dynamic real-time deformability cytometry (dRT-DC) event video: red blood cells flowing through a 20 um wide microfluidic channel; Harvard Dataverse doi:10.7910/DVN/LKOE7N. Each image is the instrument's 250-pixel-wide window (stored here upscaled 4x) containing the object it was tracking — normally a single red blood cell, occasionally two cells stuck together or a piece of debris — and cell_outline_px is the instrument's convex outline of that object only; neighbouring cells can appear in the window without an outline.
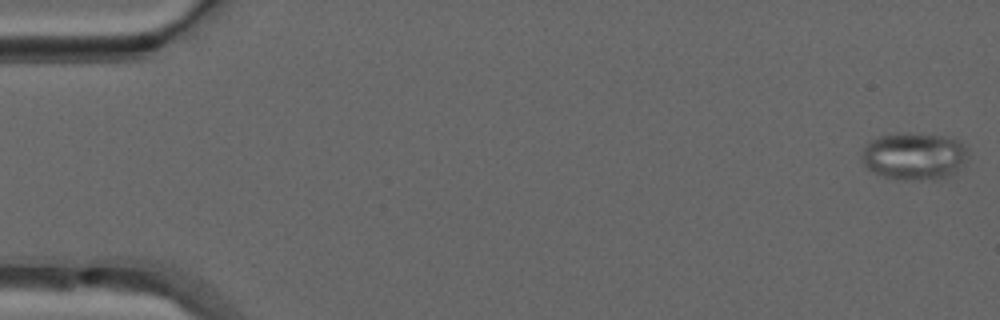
{"species": "common noctule bat (a hibernating species)", "species_latin": "Nyctalus noctula", "temperature_condition": "warm", "stored_images_in_passage": 51, "camera_frame_rate_fps": 3000, "um_per_image_px": 0.085, "animal": {"sex": "male", "forearm_length_mm": 52.5}, "frame": {"image": 1, "passage_image": 1, "time_ms": 0.0, "image_size_px": [1000, 320], "cell_outline_px": [[968, 160], [956, 172], [940, 180], [900, 180], [884, 176], [872, 172], [860, 160], [860, 156], [864, 148], [872, 140], [880, 136], [908, 132], [948, 136], [956, 140], [968, 148]], "centroid_in_image_um": [77.74, 13.29], "position_along_channel_um": 7.3, "area_um2": 29.82}}
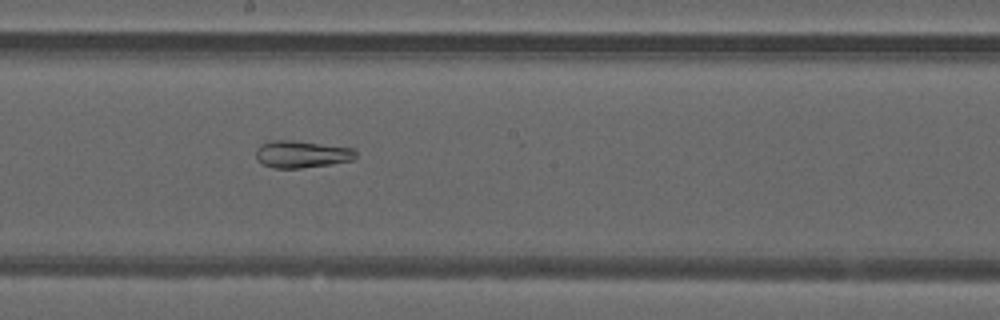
{"frame": {"image": 2, "passage_image": 28, "time_ms": 9.0, "image_size_px": [1000, 320], "cell_outline_px": [[356, 156], [352, 160], [328, 164], [300, 168], [272, 168], [260, 164], [256, 160], [256, 148], [260, 144], [268, 140], [292, 140], [352, 148], [356, 152]], "centroid_in_image_um": [25.55, 13.1], "position_along_channel_um": 222.7, "area_um2": 15.84}}
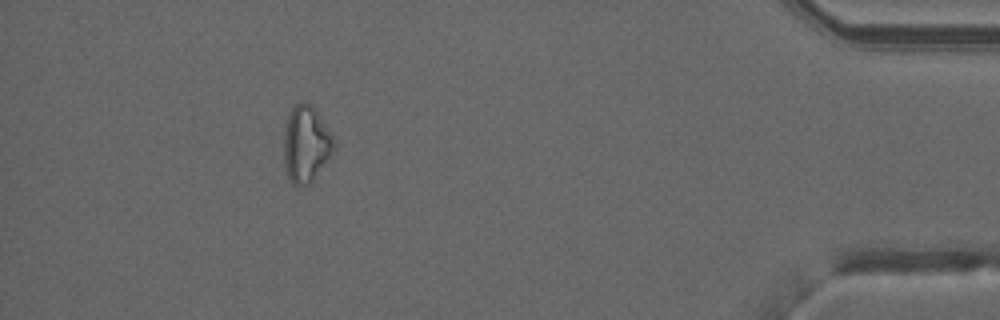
{"frame": {"image": 3, "passage_image": 46, "time_ms": 15.0, "image_size_px": [1000, 320], "cell_outline_px": [[336, 148], [308, 184], [292, 184], [288, 176], [284, 164], [284, 128], [288, 116], [292, 108], [296, 104], [308, 104], [316, 112], [336, 140]], "centroid_in_image_um": [26.0, 12.25], "position_along_channel_um": 409.2, "area_um2": 21.68}, "authors_computed_cell_mechanics": {"area_um2": 21.0392, "velocity_mm_per_s": 4.0496, "shape_relaxation_time_tau1_ms": null, "shape_relaxation_time_tau2_ms": 6.409, "deformation_change_tau1": null, "deformation_change_tau2": 0.133}}